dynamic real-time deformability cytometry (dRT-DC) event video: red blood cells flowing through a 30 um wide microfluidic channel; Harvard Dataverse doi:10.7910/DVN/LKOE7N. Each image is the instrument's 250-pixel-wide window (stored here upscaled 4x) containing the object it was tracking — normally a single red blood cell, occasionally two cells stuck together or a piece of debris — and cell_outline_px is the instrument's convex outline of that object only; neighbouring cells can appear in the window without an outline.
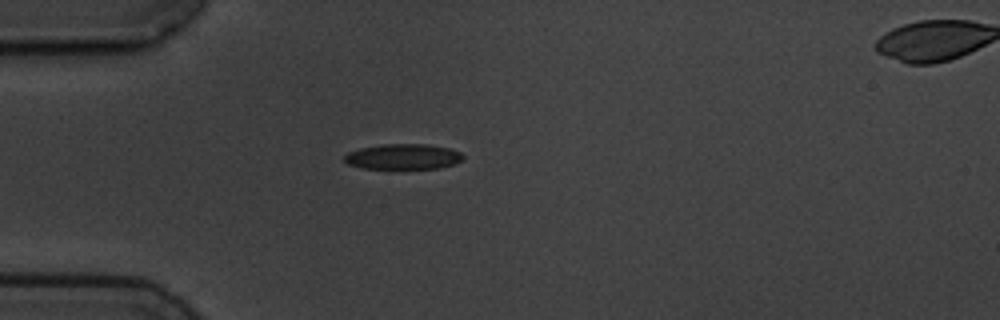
{"species": "common noctule bat (a hibernating species)", "species_latin": "Nyctalus noctula", "temperature_condition": "cold", "stored_images_in_passage": 2, "camera_frame_rate_fps": 3000, "um_per_image_px": 0.085, "animal": {"sex": "male", "body_mass_g": 19.5, "forearm_length_mm": 54.6}, "frame": {"image": 1, "passage_image": 1, "time_ms": 0.0, "image_size_px": [1000, 320], "cell_outline_px": [[464, 156], [456, 164], [440, 168], [360, 168], [348, 164], [344, 160], [344, 156], [348, 152], [360, 148], [384, 144], [428, 144], [448, 148], [460, 152]], "centroid_in_image_um": [34.26, 13.31], "position_along_channel_um": 50.7, "area_um2": 17.51}}